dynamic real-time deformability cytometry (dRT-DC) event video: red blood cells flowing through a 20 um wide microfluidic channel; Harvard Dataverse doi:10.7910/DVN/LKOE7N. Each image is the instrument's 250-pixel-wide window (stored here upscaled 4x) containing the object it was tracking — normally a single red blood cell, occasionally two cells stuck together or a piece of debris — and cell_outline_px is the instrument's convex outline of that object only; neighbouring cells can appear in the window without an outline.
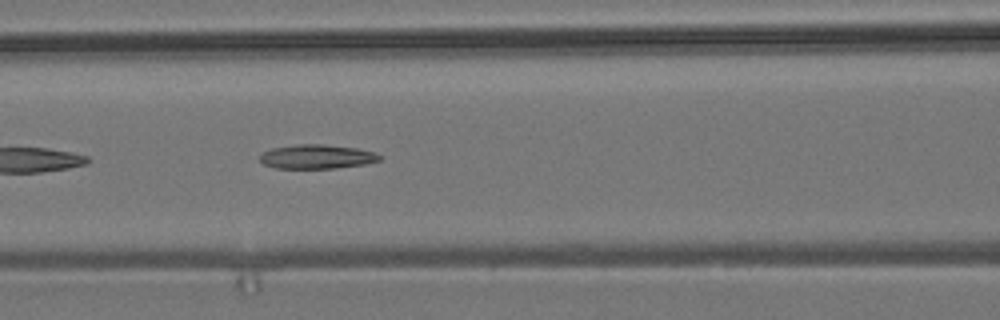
{"species": "common noctule bat (a hibernating species)", "species_latin": "Nyctalus noctula", "temperature_condition": "room temperature", "stored_images_in_passage": 40, "camera_frame_rate_fps": 3000, "um_per_image_px": 0.085, "animal": {"sex": "male", "body_mass_g": 19.2, "forearm_length_mm": 51.8}, "frame": {"image": 1, "passage_image": 8, "time_ms": 2.333, "image_size_px": [1000, 320], "cell_outline_px": [[384, 156], [380, 160], [364, 164], [336, 168], [276, 168], [264, 164], [260, 160], [260, 156], [264, 152], [272, 148], [296, 144], [324, 144], [356, 148], [372, 152]], "centroid_in_image_um": [26.94, 13.31], "position_along_channel_um": 139.7, "area_um2": 16.76}}
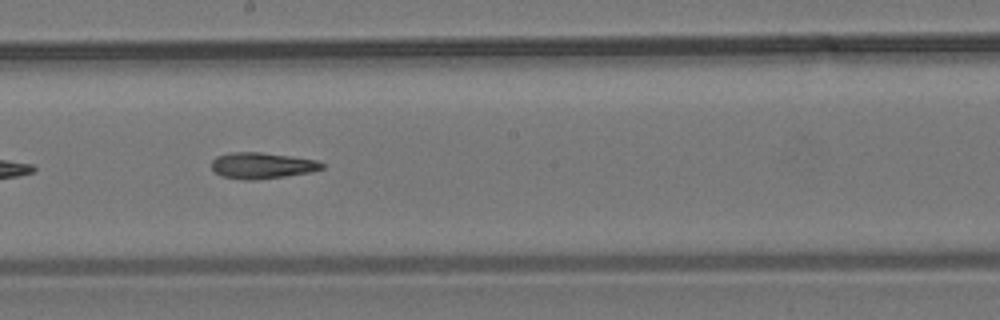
{"frame": {"image": 2, "passage_image": 15, "time_ms": 4.667, "image_size_px": [1000, 320], "cell_outline_px": [[324, 168], [308, 172], [284, 176], [256, 180], [244, 180], [220, 176], [212, 168], [212, 160], [216, 156], [228, 152], [260, 152], [292, 156], [316, 160], [324, 164]], "centroid_in_image_um": [22.23, 14.06], "position_along_channel_um": 226.0, "area_um2": 16.82}}
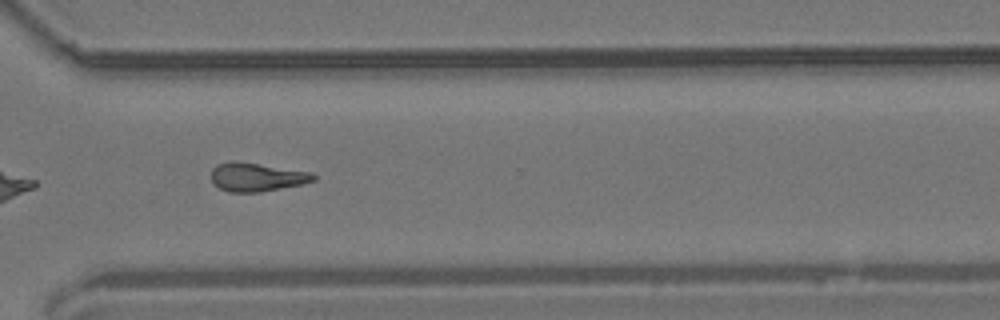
{"frame": {"image": 3, "passage_image": 25, "time_ms": 8.0, "image_size_px": [1000, 320], "cell_outline_px": [[316, 180], [300, 184], [260, 192], [228, 192], [212, 184], [212, 168], [216, 164], [232, 160], [312, 172], [316, 176]], "centroid_in_image_um": [21.78, 15.04], "position_along_channel_um": 348.8, "area_um2": 16.99}, "authors_computed_cell_mechanics": {"area_um2": 16.7909, "velocity_mm_per_s": 3.7049, "shape_relaxation_time_tau1_ms": null, "shape_relaxation_time_tau2_ms": 10.3286, "deformation_change_tau1": null, "deformation_change_tau2": 0.2445}}